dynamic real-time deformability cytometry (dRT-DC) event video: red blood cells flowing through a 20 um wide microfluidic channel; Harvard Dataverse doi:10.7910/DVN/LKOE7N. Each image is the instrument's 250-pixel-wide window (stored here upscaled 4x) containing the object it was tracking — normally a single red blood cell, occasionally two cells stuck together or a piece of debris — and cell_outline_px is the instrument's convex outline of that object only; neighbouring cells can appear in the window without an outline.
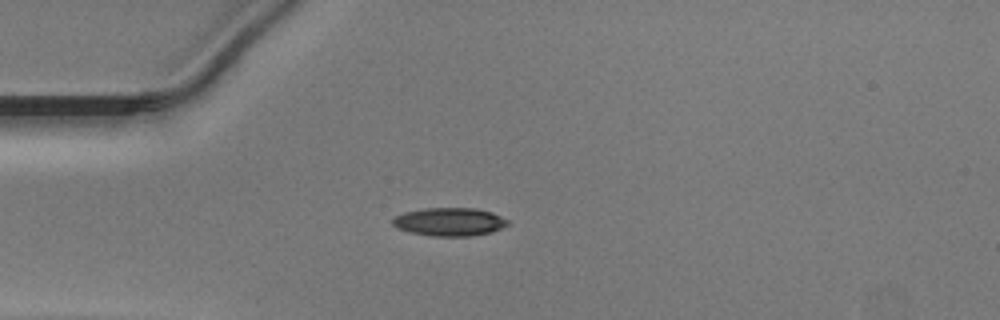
{"species": "Egyptian fruit bat (a non-hibernating species)", "species_latin": "Rousettus aegyptiacus", "temperature_condition": "warm", "stored_images_in_passage": 37, "camera_frame_rate_fps": 3000, "um_per_image_px": 0.085, "animal": {"sex": "male"}, "frame": {"image": 1, "passage_image": 1, "time_ms": 0.0, "image_size_px": [1000, 320], "cell_outline_px": [[508, 224], [500, 228], [488, 232], [472, 236], [432, 236], [408, 232], [396, 228], [392, 224], [392, 220], [396, 216], [404, 212], [424, 208], [476, 208], [492, 212], [508, 220]], "centroid_in_image_um": [38.16, 18.85], "position_along_channel_um": 46.8, "area_um2": 18.9}}
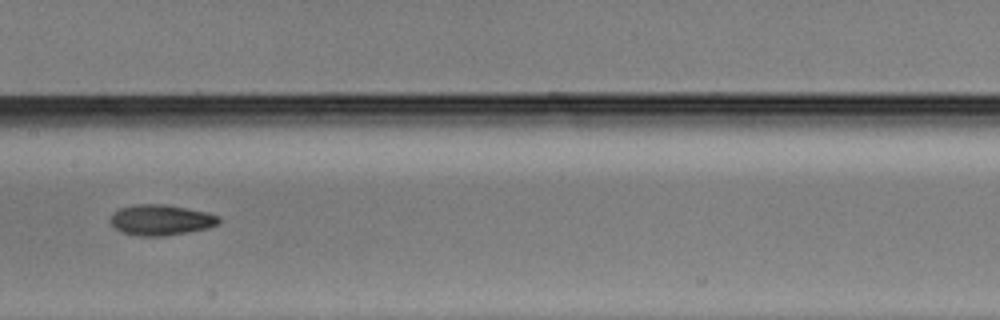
{"frame": {"image": 2, "passage_image": 13, "time_ms": 4.0, "image_size_px": [1000, 320], "cell_outline_px": [[220, 224], [208, 228], [188, 232], [164, 236], [136, 236], [120, 232], [112, 228], [108, 220], [112, 212], [120, 208], [136, 204], [164, 204], [204, 212], [220, 216]], "centroid_in_image_um": [13.6, 18.71], "position_along_channel_um": 193.8, "area_um2": 19.65}}
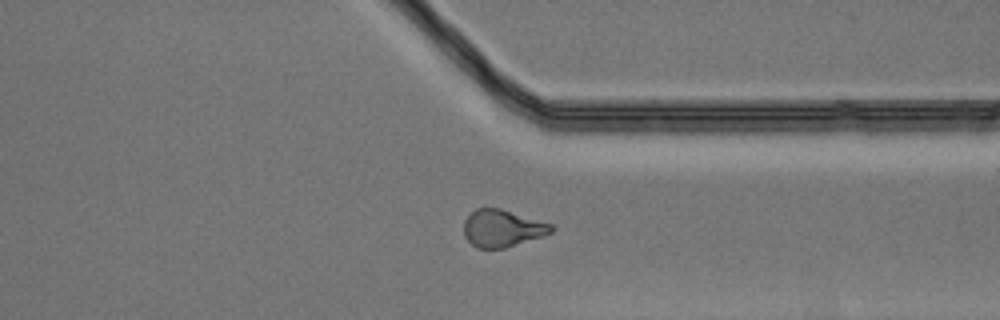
{"frame": {"image": 3, "passage_image": 26, "time_ms": 8.333, "image_size_px": [1000, 320], "cell_outline_px": [[556, 228], [552, 232], [504, 248], [476, 248], [464, 236], [464, 220], [476, 208], [500, 208], [552, 224]], "centroid_in_image_um": [42.68, 19.4], "position_along_channel_um": 368.7, "area_um2": 18.73}}